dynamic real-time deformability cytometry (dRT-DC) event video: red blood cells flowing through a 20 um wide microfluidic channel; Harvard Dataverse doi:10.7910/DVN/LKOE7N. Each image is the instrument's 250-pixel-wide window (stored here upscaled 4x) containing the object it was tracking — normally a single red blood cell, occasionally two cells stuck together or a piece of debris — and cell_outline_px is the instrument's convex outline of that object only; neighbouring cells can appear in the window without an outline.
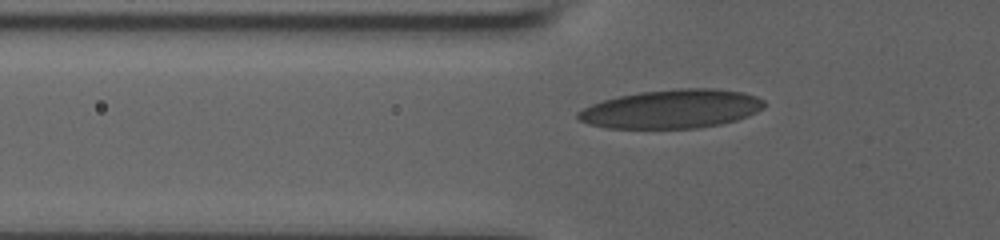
{"species": "human", "species_latin": "Homo sapiens", "temperature_condition": "room temperature", "stored_images_in_passage": 22, "camera_frame_rate_fps": 3000, "um_per_image_px": 0.085, "donor": {"sex": "male"}, "frame": {"image": 1, "passage_image": 8, "time_ms": 2.333, "image_size_px": [1000, 240], "cell_outline_px": [[764, 108], [748, 116], [736, 120], [720, 124], [696, 128], [608, 128], [588, 124], [580, 120], [576, 116], [576, 112], [592, 104], [604, 100], [620, 96], [640, 92], [680, 88], [712, 88], [744, 92], [756, 96], [764, 100]], "centroid_in_image_um": [57.11, 9.26], "position_along_channel_um": 68.7, "area_um2": 41.96}}
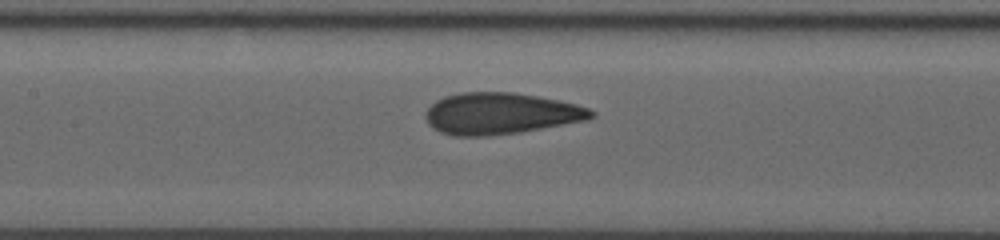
{"frame": {"image": 2, "passage_image": 16, "time_ms": 5.0, "image_size_px": [1000, 240], "cell_outline_px": [[596, 116], [588, 120], [520, 132], [484, 136], [456, 136], [440, 132], [432, 128], [428, 124], [424, 116], [428, 108], [436, 100], [444, 96], [460, 92], [512, 92], [536, 96], [576, 104], [588, 108], [596, 112]], "centroid_in_image_um": [42.54, 9.65], "position_along_channel_um": 164.9, "area_um2": 40.11}}
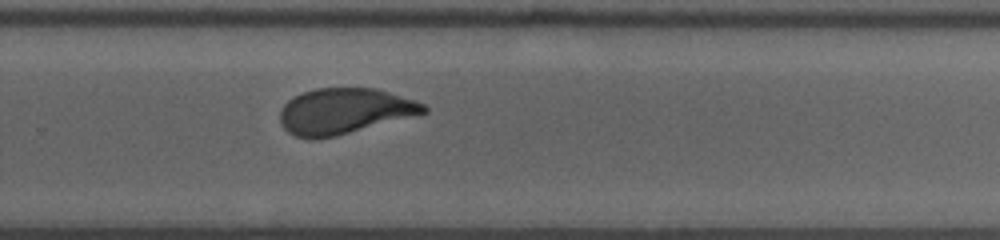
{"frame": {"image": 3, "passage_image": 22, "time_ms": 7.0, "image_size_px": [1000, 240], "cell_outline_px": [[428, 112], [336, 136], [308, 140], [296, 136], [288, 132], [280, 124], [280, 108], [288, 100], [304, 92], [316, 88], [376, 88], [416, 100], [424, 104], [428, 108]], "centroid_in_image_um": [29.25, 9.45], "position_along_channel_um": 300.5, "area_um2": 38.26}}